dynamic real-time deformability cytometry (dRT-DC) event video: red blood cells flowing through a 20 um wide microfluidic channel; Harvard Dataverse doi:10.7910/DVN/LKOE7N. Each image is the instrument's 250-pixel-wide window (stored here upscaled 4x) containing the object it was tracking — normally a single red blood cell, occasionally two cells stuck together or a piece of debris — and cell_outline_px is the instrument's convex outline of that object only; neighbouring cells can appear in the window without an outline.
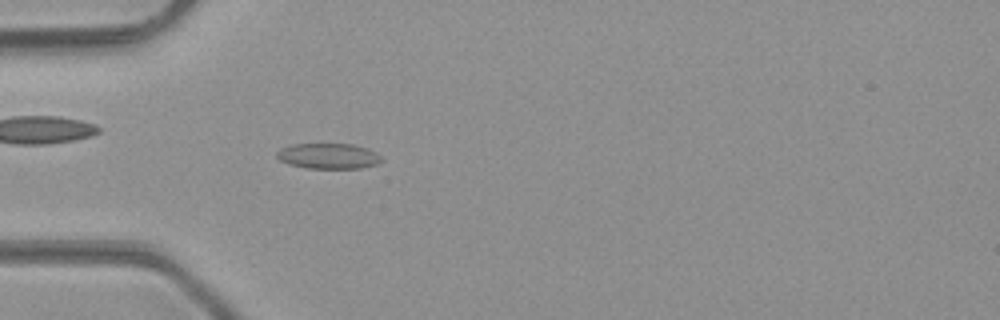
{"species": "common noctule bat (a hibernating species)", "species_latin": "Nyctalus noctula", "temperature_condition": "room temperature", "stored_images_in_passage": 35, "camera_frame_rate_fps": 3000, "um_per_image_px": 0.085, "animal": {"sex": "male", "body_mass_g": 23.1, "forearm_length_mm": 52.7}, "frame": {"image": 1, "passage_image": 2, "time_ms": 0.333, "image_size_px": [1000, 320], "cell_outline_px": [[384, 160], [376, 164], [360, 168], [308, 168], [288, 164], [280, 160], [276, 156], [276, 152], [280, 148], [292, 144], [352, 144], [368, 148], [376, 152]], "centroid_in_image_um": [27.91, 13.26], "position_along_channel_um": 57.1, "area_um2": 15.61}}
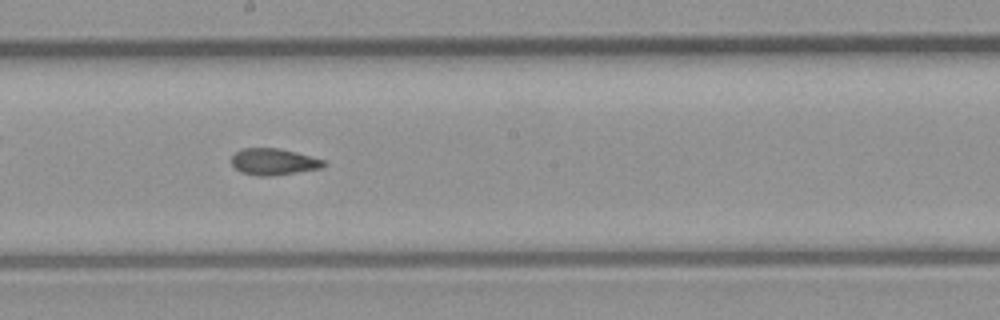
{"frame": {"image": 2, "passage_image": 14, "time_ms": 4.333, "image_size_px": [1000, 320], "cell_outline_px": [[328, 164], [324, 168], [272, 176], [256, 176], [240, 172], [232, 164], [232, 156], [236, 152], [244, 148], [276, 148], [296, 152], [324, 160]], "centroid_in_image_um": [23.29, 13.76], "position_along_channel_um": 224.9, "area_um2": 14.33}}
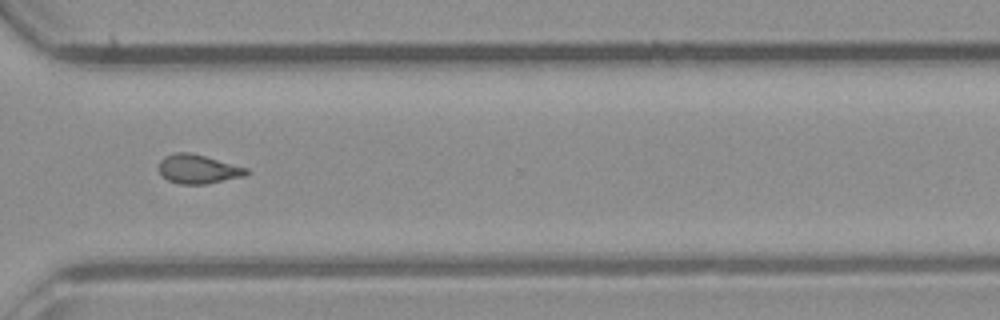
{"frame": {"image": 3, "passage_image": 23, "time_ms": 7.333, "image_size_px": [1000, 320], "cell_outline_px": [[252, 172], [248, 176], [204, 184], [180, 184], [168, 180], [156, 168], [160, 160], [164, 156], [176, 152], [192, 152], [248, 168]], "centroid_in_image_um": [16.87, 14.36], "position_along_channel_um": 353.7, "area_um2": 15.14}, "authors_computed_cell_mechanics": {"area_um2": 14.5078, "velocity_mm_per_s": 4.3041, "shape_relaxation_time_tau1_ms": null, "shape_relaxation_time_tau2_ms": 1.7294, "deformation_change_tau1": null, "deformation_change_tau2": 0.0512}}